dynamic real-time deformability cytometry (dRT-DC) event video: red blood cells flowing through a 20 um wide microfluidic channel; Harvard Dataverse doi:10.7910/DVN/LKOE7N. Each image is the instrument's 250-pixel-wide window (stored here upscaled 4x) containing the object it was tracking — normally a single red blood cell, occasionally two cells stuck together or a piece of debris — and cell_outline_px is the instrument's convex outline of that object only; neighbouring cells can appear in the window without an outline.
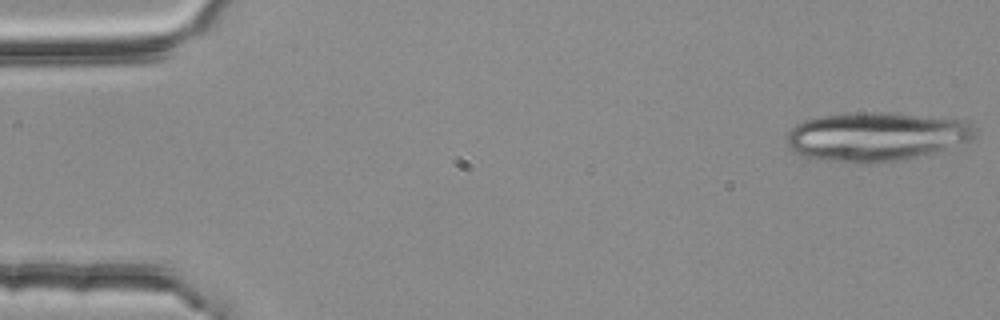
{"species": "common noctule bat (a hibernating species)", "species_latin": "Nyctalus noctula", "temperature_condition": "room temperature", "stored_images_in_passage": 4, "camera_frame_rate_fps": 3000, "um_per_image_px": 0.085, "animal": {"sex": "female", "body_mass_g": 25.1}, "frame": {"image": 1, "passage_image": 1, "time_ms": 0.0, "image_size_px": [1000, 320], "cell_outline_px": [[976, 132], [968, 140], [932, 152], [916, 156], [876, 164], [860, 164], [804, 156], [796, 152], [788, 144], [784, 136], [796, 124], [804, 120], [820, 116], [856, 112], [884, 112], [964, 120], [972, 124]], "centroid_in_image_um": [74.41, 11.6], "position_along_channel_um": 10.6, "area_um2": 53.0}}